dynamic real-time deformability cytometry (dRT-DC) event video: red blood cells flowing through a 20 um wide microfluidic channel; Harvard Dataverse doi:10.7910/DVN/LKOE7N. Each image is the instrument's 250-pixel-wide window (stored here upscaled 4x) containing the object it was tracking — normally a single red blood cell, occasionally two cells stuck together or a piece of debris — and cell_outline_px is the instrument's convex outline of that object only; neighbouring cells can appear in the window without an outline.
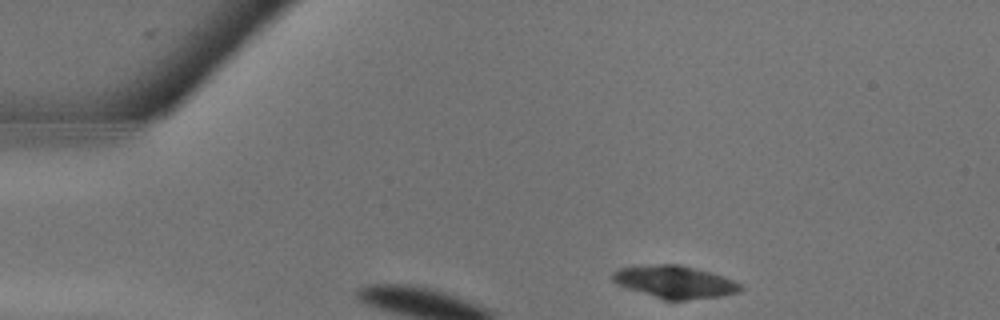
{"species": "common noctule bat (a hibernating species)", "species_latin": "Nyctalus noctula", "temperature_condition": "warm", "stored_images_in_passage": 15, "camera_frame_rate_fps": 3000, "um_per_image_px": 0.085, "animal": {"sex": "male", "body_mass_g": 13.3}, "frame": {"image": 1, "passage_image": 1, "time_ms": 0.0, "image_size_px": [1000, 320], "cell_outline_px": [[744, 288], [740, 292], [720, 296], [684, 300], [668, 300], [628, 288], [616, 284], [612, 280], [612, 272], [620, 268], [652, 264], [680, 264], [696, 268], [732, 280], [740, 284]], "centroid_in_image_um": [57.35, 23.95], "position_along_channel_um": 27.6, "area_um2": 23.87}}
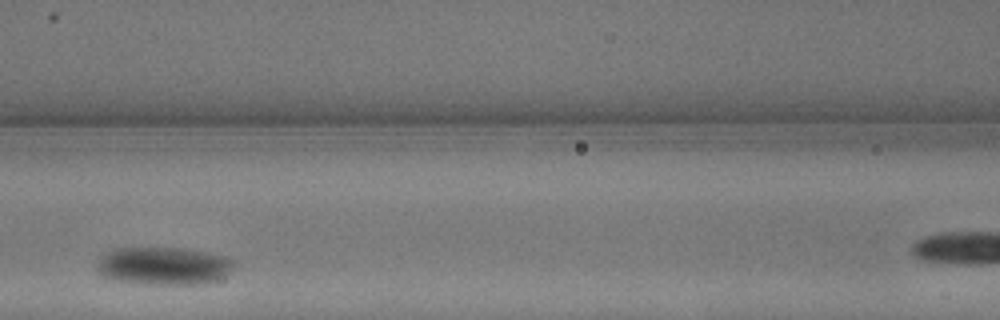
{"frame": {"image": 2, "passage_image": 6, "time_ms": 1.667, "image_size_px": [1000, 320], "cell_outline_px": [[236, 264], [224, 276], [216, 280], [196, 284], [148, 284], [112, 280], [100, 276], [96, 268], [100, 260], [108, 252], [116, 248], [176, 248], [204, 252], [224, 256], [236, 260]], "centroid_in_image_um": [13.89, 22.61], "position_along_channel_um": 152.7, "area_um2": 30.0}}
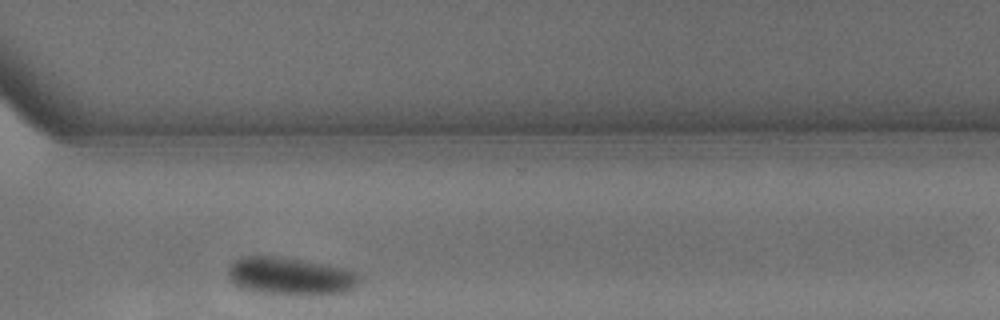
{"frame": {"image": 3, "passage_image": 14, "time_ms": 4.333, "image_size_px": [1000, 320], "cell_outline_px": [[360, 280], [348, 292], [320, 296], [300, 296], [252, 292], [240, 288], [228, 276], [228, 268], [236, 260], [244, 256], [276, 256], [304, 260], [360, 272]], "centroid_in_image_um": [24.71, 23.51], "position_along_channel_um": 345.9, "area_um2": 29.42}}